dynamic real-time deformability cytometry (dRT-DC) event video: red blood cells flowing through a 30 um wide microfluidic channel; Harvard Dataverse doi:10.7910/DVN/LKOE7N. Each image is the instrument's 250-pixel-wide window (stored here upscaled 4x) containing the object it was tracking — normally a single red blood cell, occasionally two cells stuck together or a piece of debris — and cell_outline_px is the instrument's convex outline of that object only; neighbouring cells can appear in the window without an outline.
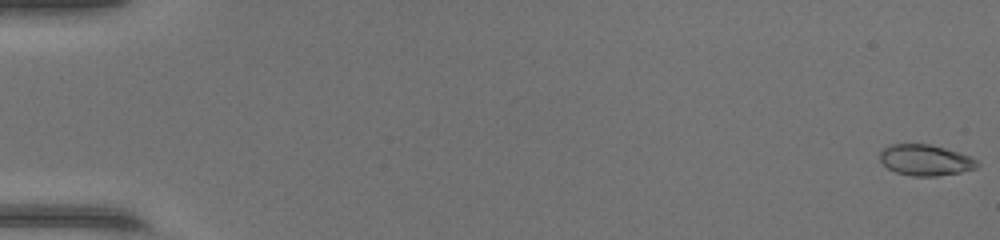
{"species": "common noctule bat (a hibernating species)", "species_latin": "Nyctalus noctula", "temperature_condition": "warm", "stored_images_in_passage": 49, "camera_frame_rate_fps": 3000, "um_per_image_px": 0.085, "animal": {"sex": "female", "body_mass_g": 17.0, "forearm_length_mm": 48.0}, "frame": {"image": 1, "passage_image": 1, "time_ms": 0.0, "image_size_px": [1000, 240], "cell_outline_px": [[980, 164], [976, 168], [960, 172], [936, 176], [912, 176], [896, 172], [888, 168], [880, 160], [880, 152], [884, 148], [892, 144], [928, 144], [944, 148], [972, 156]], "centroid_in_image_um": [78.68, 13.61], "position_along_channel_um": 6.3, "area_um2": 17.46}}
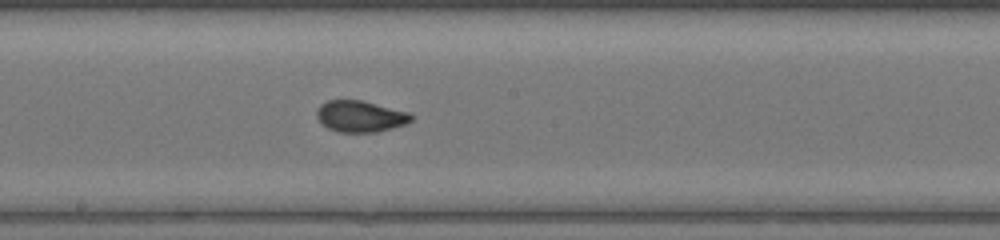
{"frame": {"image": 2, "passage_image": 28, "time_ms": 9.0, "image_size_px": [1000, 240], "cell_outline_px": [[412, 120], [404, 124], [392, 128], [376, 132], [340, 132], [328, 128], [316, 116], [316, 108], [320, 104], [328, 100], [360, 100], [408, 112], [412, 116]], "centroid_in_image_um": [30.59, 9.88], "position_along_channel_um": 217.6, "area_um2": 17.05}}
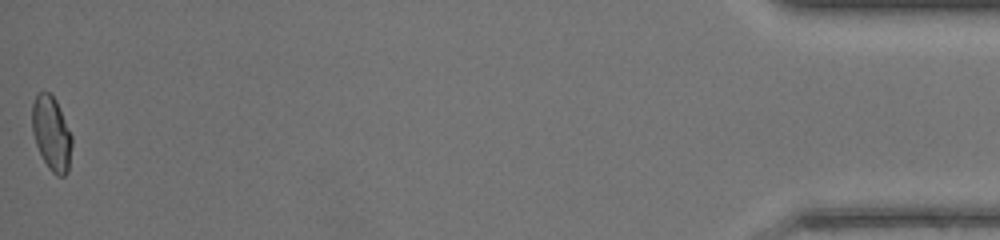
{"frame": {"image": 3, "passage_image": 49, "time_ms": 16.0, "image_size_px": [1000, 240], "cell_outline_px": [[72, 144], [68, 172], [64, 176], [56, 176], [48, 168], [36, 144], [32, 132], [32, 104], [36, 96], [40, 92], [48, 92], [56, 100], [72, 136]], "centroid_in_image_um": [4.38, 11.36], "position_along_channel_um": 430.8, "area_um2": 17.11}}